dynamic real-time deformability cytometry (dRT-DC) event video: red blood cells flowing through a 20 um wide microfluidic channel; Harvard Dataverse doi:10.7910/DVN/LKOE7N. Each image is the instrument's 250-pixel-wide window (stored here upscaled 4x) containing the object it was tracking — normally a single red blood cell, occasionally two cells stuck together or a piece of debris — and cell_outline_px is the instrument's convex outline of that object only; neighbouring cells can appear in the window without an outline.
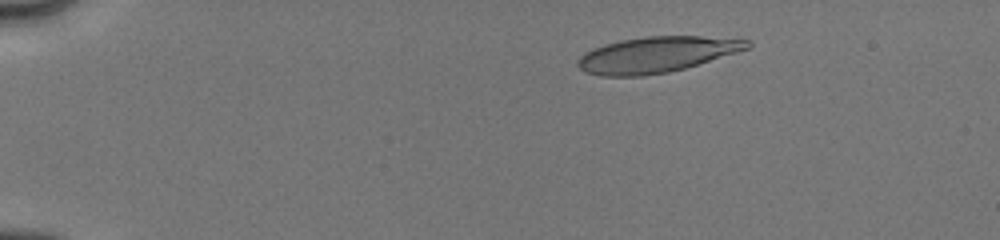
{"species": "human", "species_latin": "Homo sapiens", "temperature_condition": "cold", "stored_images_in_passage": 67, "camera_frame_rate_fps": 3000, "um_per_image_px": 0.085, "donor": {"sex": "male"}, "frame": {"image": 1, "passage_image": 10, "time_ms": 2.667, "image_size_px": [1000, 240], "cell_outline_px": [[752, 44], [748, 48], [736, 52], [684, 68], [668, 72], [644, 76], [600, 76], [584, 72], [576, 64], [576, 60], [584, 52], [592, 48], [604, 44], [620, 40], [644, 36], [700, 36], [752, 40]], "centroid_in_image_um": [55.74, 4.64], "position_along_channel_um": 29.3, "area_um2": 35.37}}
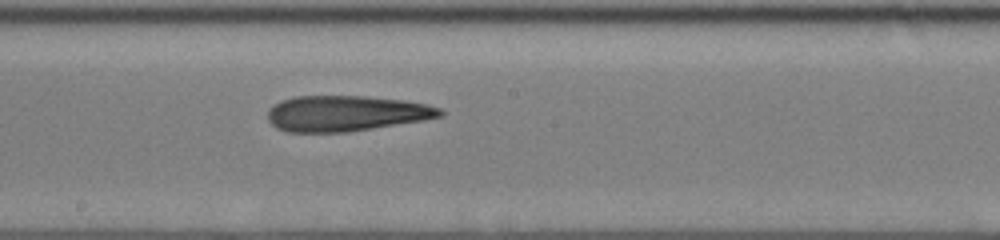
{"frame": {"image": 2, "passage_image": 38, "time_ms": 9.667, "image_size_px": [1000, 240], "cell_outline_px": [[444, 116], [424, 120], [348, 132], [288, 132], [276, 128], [268, 120], [268, 108], [280, 100], [296, 96], [364, 96], [404, 100], [428, 104], [440, 108], [444, 112]], "centroid_in_image_um": [29.41, 9.63], "position_along_channel_um": 218.8, "area_um2": 36.01}}
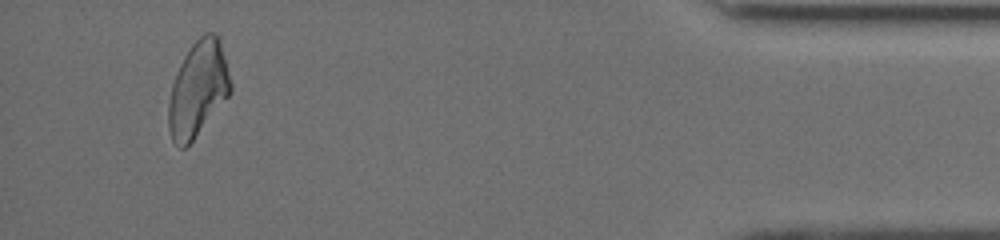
{"frame": {"image": 3, "passage_image": 64, "time_ms": 16.0, "image_size_px": [1000, 240], "cell_outline_px": [[232, 92], [192, 140], [184, 148], [180, 148], [172, 140], [168, 128], [168, 104], [172, 84], [176, 72], [184, 56], [192, 44], [204, 32], [216, 32], [220, 36], [232, 84]], "centroid_in_image_um": [16.84, 7.51], "position_along_channel_um": 418.4, "area_um2": 34.51}, "authors_computed_cell_mechanics": {"area_um2": 35.6048, "velocity_mm_per_s": 4.038, "shape_relaxation_time_tau1_ms": null, "shape_relaxation_time_tau2_ms": 3.6016, "deformation_change_tau1": null, "deformation_change_tau2": 0.1554}}